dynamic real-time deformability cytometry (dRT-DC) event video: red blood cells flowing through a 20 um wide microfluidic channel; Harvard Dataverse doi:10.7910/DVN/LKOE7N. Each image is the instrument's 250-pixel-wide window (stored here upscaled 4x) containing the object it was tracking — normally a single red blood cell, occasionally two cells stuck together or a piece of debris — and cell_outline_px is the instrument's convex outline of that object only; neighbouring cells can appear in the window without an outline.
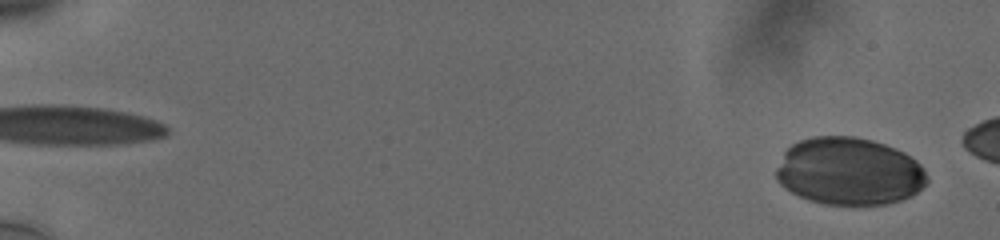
{"species": "human", "species_latin": "Homo sapiens", "temperature_condition": "cold", "stored_images_in_passage": 16, "camera_frame_rate_fps": 3000, "um_per_image_px": 0.085, "donor": {"sex": "male"}, "frame": {"image": 1, "passage_image": 3, "time_ms": 0.667, "image_size_px": [1000, 240], "cell_outline_px": [[928, 180], [912, 196], [888, 204], [824, 204], [808, 200], [792, 192], [780, 184], [776, 180], [776, 168], [784, 152], [792, 144], [800, 140], [812, 136], [856, 136], [872, 140], [896, 148], [904, 152], [916, 160], [924, 168]], "centroid_in_image_um": [72.17, 14.55], "position_along_channel_um": 12.8, "area_um2": 59.48}}